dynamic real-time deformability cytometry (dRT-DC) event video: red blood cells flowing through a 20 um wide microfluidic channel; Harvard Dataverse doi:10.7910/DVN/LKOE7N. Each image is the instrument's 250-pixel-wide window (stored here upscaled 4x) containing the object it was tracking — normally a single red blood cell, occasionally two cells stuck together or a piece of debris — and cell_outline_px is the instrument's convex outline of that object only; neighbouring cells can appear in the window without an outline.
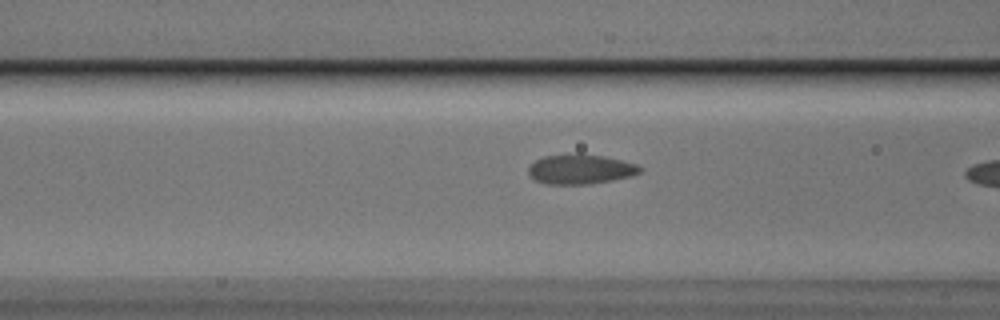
{"species": "Egyptian fruit bat (a non-hibernating species)", "species_latin": "Rousettus aegyptiacus", "temperature_condition": "cold", "stored_images_in_passage": 9, "camera_frame_rate_fps": 3000, "um_per_image_px": 0.085, "animal": {"sex": "male"}, "frame": {"image": 1, "passage_image": 8, "time_ms": 2.333, "image_size_px": [1000, 320], "cell_outline_px": [[644, 168], [640, 172], [632, 176], [592, 184], [548, 184], [536, 180], [528, 172], [528, 168], [536, 160], [544, 156], [576, 152], [604, 156], [636, 164]], "centroid_in_image_um": [49.36, 14.37], "position_along_channel_um": 117.2, "area_um2": 19.48}}